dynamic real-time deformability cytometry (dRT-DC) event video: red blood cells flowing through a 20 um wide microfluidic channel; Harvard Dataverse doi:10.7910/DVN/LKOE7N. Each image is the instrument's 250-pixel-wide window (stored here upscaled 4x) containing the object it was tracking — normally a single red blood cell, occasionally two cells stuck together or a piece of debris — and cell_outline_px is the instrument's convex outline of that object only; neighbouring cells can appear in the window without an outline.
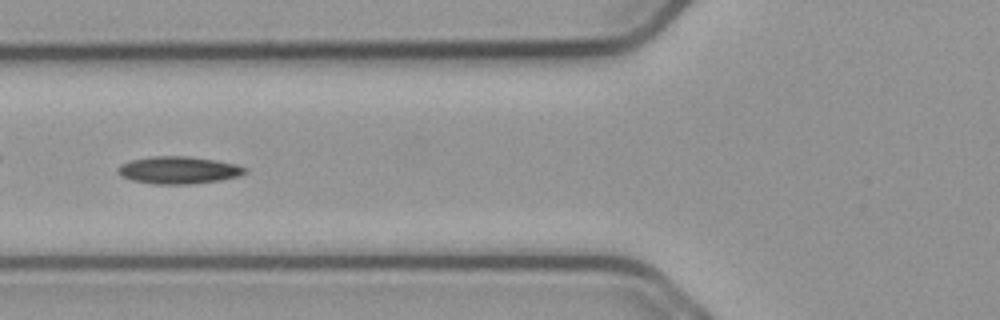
{"species": "common noctule bat (a hibernating species)", "species_latin": "Nyctalus noctula", "temperature_condition": "cold", "stored_images_in_passage": 26, "camera_frame_rate_fps": 3000, "um_per_image_px": 0.085, "animal": {"sex": "male", "body_mass_g": 23.1, "forearm_length_mm": 52.7}, "frame": {"image": 1, "passage_image": 8, "time_ms": 2.333, "image_size_px": [1000, 320], "cell_outline_px": [[248, 172], [240, 176], [220, 180], [192, 184], [152, 184], [132, 180], [120, 176], [116, 172], [116, 168], [120, 164], [132, 160], [156, 156], [188, 156], [236, 164], [248, 168]], "centroid_in_image_um": [15.17, 14.47], "position_along_channel_um": 110.6, "area_um2": 20.35}}